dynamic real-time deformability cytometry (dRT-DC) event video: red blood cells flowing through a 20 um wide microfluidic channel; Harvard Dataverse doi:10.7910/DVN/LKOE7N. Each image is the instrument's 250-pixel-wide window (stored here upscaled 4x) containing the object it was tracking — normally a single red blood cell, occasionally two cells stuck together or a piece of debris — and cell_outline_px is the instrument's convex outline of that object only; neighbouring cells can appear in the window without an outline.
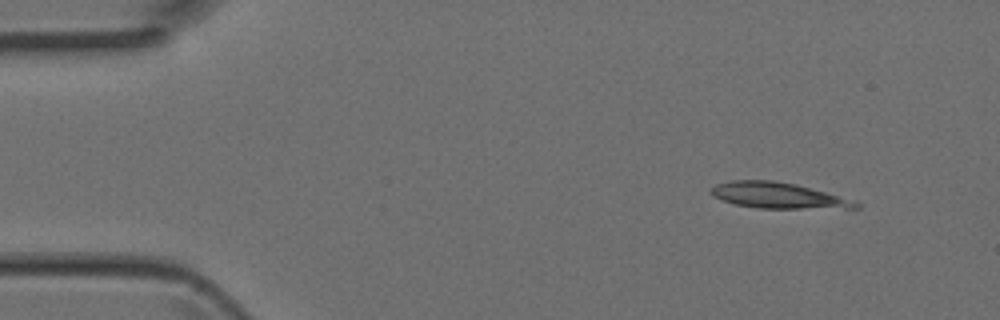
{"species": "Egyptian fruit bat (a non-hibernating species)", "species_latin": "Rousettus aegyptiacus", "temperature_condition": "room temperature", "stored_images_in_passage": 4, "camera_frame_rate_fps": 3000, "um_per_image_px": 0.085, "animal": {"sex": "female"}, "frame": {"image": 1, "passage_image": 1, "time_ms": 0.0, "image_size_px": [1000, 320], "cell_outline_px": [[860, 208], [756, 208], [736, 204], [712, 196], [708, 192], [708, 188], [716, 184], [728, 180], [772, 180], [796, 184], [856, 200], [860, 204]], "centroid_in_image_um": [66.11, 16.6], "position_along_channel_um": 18.9, "area_um2": 21.96}}